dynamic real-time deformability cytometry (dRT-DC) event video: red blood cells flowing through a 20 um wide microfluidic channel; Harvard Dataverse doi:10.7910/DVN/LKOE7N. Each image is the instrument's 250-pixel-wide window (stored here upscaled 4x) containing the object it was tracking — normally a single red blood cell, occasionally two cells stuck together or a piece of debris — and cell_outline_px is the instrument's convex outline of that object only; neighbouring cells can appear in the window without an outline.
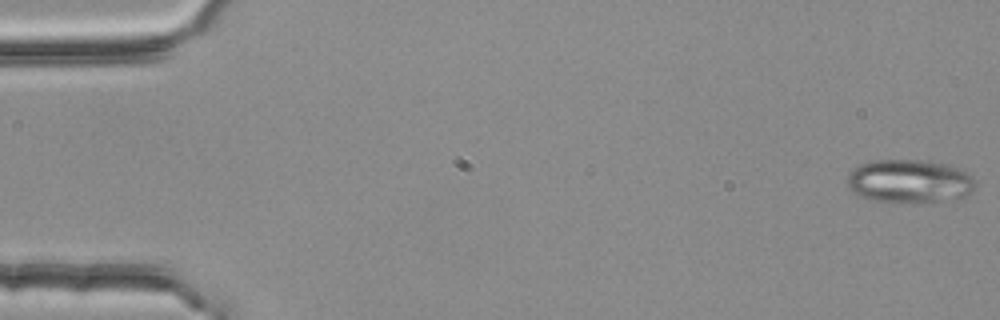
{"species": "common noctule bat (a hibernating species)", "species_latin": "Nyctalus noctula", "temperature_condition": "room temperature", "stored_images_in_passage": 4, "camera_frame_rate_fps": 3000, "um_per_image_px": 0.085, "animal": {"sex": "female", "body_mass_g": 25.1}, "frame": {"image": 1, "passage_image": 1, "time_ms": 0.0, "image_size_px": [1000, 320], "cell_outline_px": [[976, 184], [972, 192], [964, 196], [912, 204], [896, 204], [868, 200], [860, 196], [848, 188], [848, 176], [860, 164], [868, 160], [928, 160], [948, 164], [972, 176], [976, 180]], "centroid_in_image_um": [77.28, 15.42], "position_along_channel_um": 7.7, "area_um2": 32.83}}